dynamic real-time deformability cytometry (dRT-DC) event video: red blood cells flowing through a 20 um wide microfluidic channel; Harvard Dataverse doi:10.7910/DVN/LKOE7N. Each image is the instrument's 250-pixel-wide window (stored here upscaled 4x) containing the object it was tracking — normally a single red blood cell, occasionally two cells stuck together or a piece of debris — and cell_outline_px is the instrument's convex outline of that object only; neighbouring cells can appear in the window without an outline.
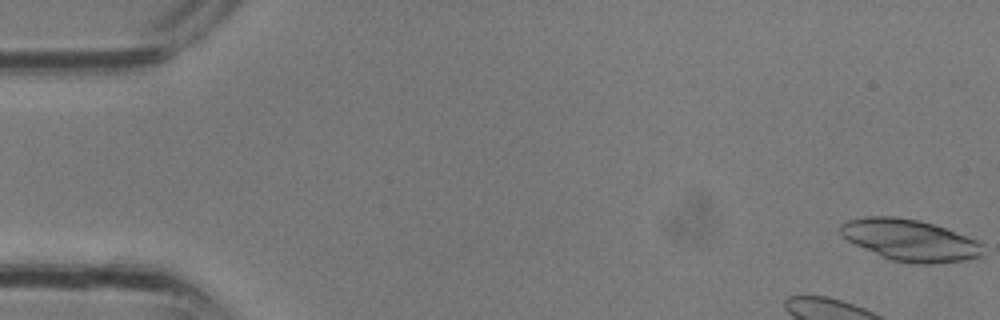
{"species": "common noctule bat (a hibernating species)", "species_latin": "Nyctalus noctula", "temperature_condition": "room temperature", "stored_images_in_passage": 9, "camera_frame_rate_fps": 3000, "um_per_image_px": 0.085, "animal": {"sex": "male", "body_mass_g": 13.3}, "frame": {"image": 1, "passage_image": 1, "time_ms": 0.0, "image_size_px": [1000, 320], "cell_outline_px": [[984, 256], [968, 260], [932, 264], [916, 264], [892, 260], [864, 248], [848, 240], [840, 232], [840, 224], [848, 220], [864, 216], [892, 216], [916, 220], [932, 224], [944, 228], [976, 240], [980, 244]], "centroid_in_image_um": [77.35, 20.42], "position_along_channel_um": 7.6, "area_um2": 34.04}}